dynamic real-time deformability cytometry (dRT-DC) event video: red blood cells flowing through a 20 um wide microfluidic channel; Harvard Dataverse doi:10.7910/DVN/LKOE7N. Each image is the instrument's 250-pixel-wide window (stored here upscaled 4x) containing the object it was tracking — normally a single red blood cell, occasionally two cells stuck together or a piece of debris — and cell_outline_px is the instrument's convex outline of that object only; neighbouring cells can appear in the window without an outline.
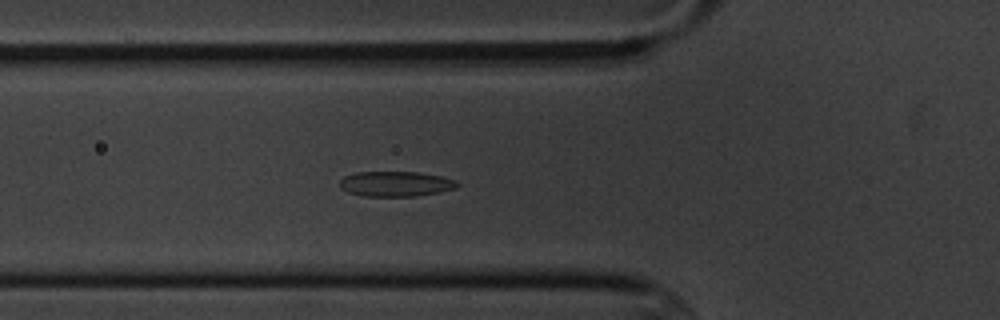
{"species": "common noctule bat (a hibernating species)", "species_latin": "Nyctalus noctula", "temperature_condition": "cold", "stored_images_in_passage": 7, "camera_frame_rate_fps": 3000, "um_per_image_px": 0.085, "animal": {"sex": "male", "body_mass_g": 20.1, "forearm_length_mm": 53.5}, "frame": {"image": 1, "passage_image": 7, "time_ms": 6.667, "image_size_px": [1000, 320], "cell_outline_px": [[460, 184], [456, 188], [440, 192], [416, 196], [364, 196], [348, 192], [340, 188], [340, 180], [344, 176], [356, 172], [420, 172], [440, 176], [456, 180]], "centroid_in_image_um": [33.64, 15.63], "position_along_channel_um": 92.2, "area_um2": 17.28}}